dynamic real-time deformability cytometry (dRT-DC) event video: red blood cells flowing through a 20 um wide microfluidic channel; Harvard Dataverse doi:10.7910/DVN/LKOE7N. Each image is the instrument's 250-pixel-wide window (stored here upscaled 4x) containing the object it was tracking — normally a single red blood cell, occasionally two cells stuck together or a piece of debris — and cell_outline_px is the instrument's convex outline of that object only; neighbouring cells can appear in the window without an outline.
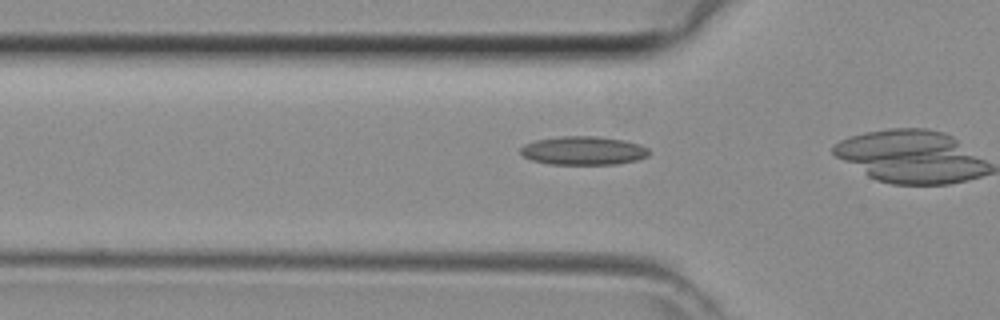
{"species": "common noctule bat (a hibernating species)", "species_latin": "Nyctalus noctula", "temperature_condition": "room temperature", "stored_images_in_passage": 13, "camera_frame_rate_fps": 3000, "um_per_image_px": 0.085, "animal": {"sex": "female", "body_mass_g": 29.2, "forearm_length_mm": 56.3}, "frame": {"image": 1, "passage_image": 11, "time_ms": 3.333, "image_size_px": [1000, 320], "cell_outline_px": [[652, 152], [648, 156], [636, 160], [616, 164], [548, 164], [532, 160], [524, 156], [520, 152], [520, 148], [524, 144], [536, 140], [560, 136], [596, 136], [624, 140], [640, 144], [648, 148]], "centroid_in_image_um": [49.61, 12.8], "position_along_channel_um": 76.2, "area_um2": 21.5}}